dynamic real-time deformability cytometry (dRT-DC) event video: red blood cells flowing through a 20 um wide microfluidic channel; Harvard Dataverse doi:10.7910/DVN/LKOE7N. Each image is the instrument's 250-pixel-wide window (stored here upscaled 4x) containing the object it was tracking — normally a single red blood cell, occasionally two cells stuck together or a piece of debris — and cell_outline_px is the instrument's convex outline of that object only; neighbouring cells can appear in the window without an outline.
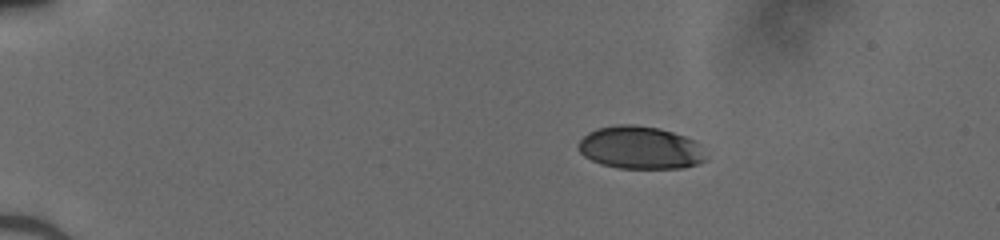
{"species": "human", "species_latin": "Homo sapiens", "temperature_condition": "cold", "stored_images_in_passage": 42, "camera_frame_rate_fps": 3000, "um_per_image_px": 0.085, "donor": {"sex": "male"}, "frame": {"image": 1, "passage_image": 1, "time_ms": 0.0, "image_size_px": [1000, 240], "cell_outline_px": [[708, 160], [684, 168], [616, 168], [600, 164], [584, 156], [576, 148], [576, 144], [588, 132], [596, 128], [620, 124], [632, 124], [660, 128], [696, 140]], "centroid_in_image_um": [54.4, 12.55], "position_along_channel_um": 30.6, "area_um2": 32.02}}
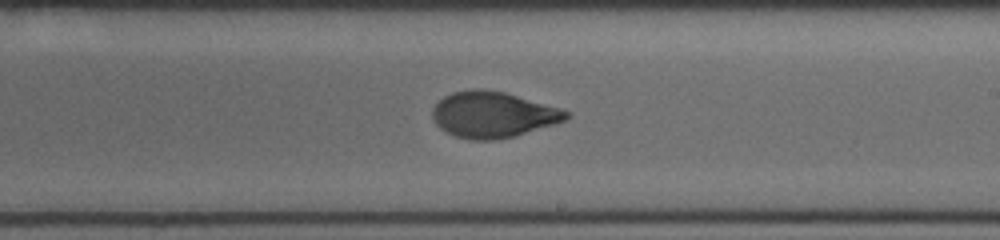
{"frame": {"image": 2, "passage_image": 23, "time_ms": 7.333, "image_size_px": [1000, 240], "cell_outline_px": [[572, 116], [564, 120], [516, 136], [492, 140], [472, 140], [456, 136], [440, 128], [436, 124], [432, 116], [432, 108], [444, 96], [452, 92], [472, 88], [480, 88], [504, 92], [560, 108], [568, 112]], "centroid_in_image_um": [41.87, 9.73], "position_along_channel_um": 247.1, "area_um2": 35.6}}
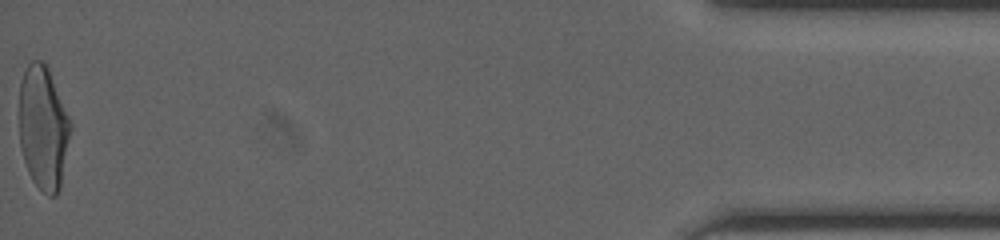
{"frame": {"image": 3, "passage_image": 42, "time_ms": 13.667, "image_size_px": [1000, 240], "cell_outline_px": [[72, 128], [60, 188], [56, 196], [48, 196], [32, 180], [28, 172], [24, 160], [20, 144], [20, 80], [28, 64], [32, 60], [44, 60], [48, 68], [72, 124]], "centroid_in_image_um": [3.69, 10.86], "position_along_channel_um": 431.5, "area_um2": 36.93}}